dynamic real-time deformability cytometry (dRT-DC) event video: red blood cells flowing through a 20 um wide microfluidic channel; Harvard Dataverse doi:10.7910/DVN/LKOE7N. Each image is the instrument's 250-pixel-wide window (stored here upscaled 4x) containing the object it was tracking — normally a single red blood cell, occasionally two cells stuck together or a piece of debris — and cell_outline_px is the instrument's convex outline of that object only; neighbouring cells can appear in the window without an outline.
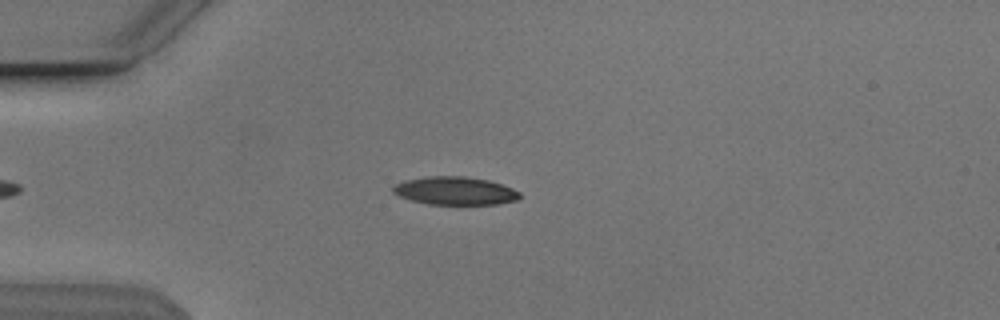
{"species": "Egyptian fruit bat (a non-hibernating species)", "species_latin": "Rousettus aegyptiacus", "temperature_condition": "cold", "stored_images_in_passage": 46, "camera_frame_rate_fps": 3000, "um_per_image_px": 0.085, "animal": {"sex": "male"}, "frame": {"image": 1, "passage_image": 11, "time_ms": 3.333, "image_size_px": [1000, 320], "cell_outline_px": [[520, 196], [516, 200], [496, 204], [428, 204], [412, 200], [400, 196], [392, 192], [392, 188], [396, 184], [408, 180], [428, 176], [464, 176], [488, 180], [512, 188], [520, 192]], "centroid_in_image_um": [38.68, 16.22], "position_along_channel_um": 46.3, "area_um2": 20.46}}
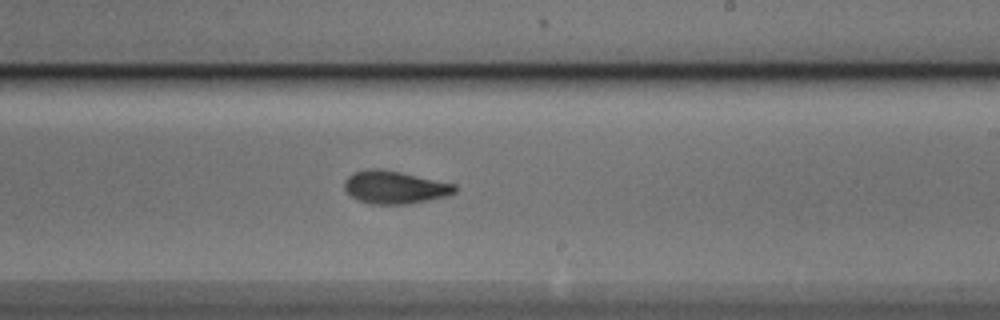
{"frame": {"image": 2, "passage_image": 29, "time_ms": 9.333, "image_size_px": [1000, 320], "cell_outline_px": [[456, 192], [444, 196], [428, 200], [408, 204], [368, 204], [356, 200], [344, 188], [344, 184], [348, 176], [352, 172], [368, 168], [380, 168], [400, 172], [456, 184]], "centroid_in_image_um": [33.51, 15.91], "position_along_channel_um": 255.5, "area_um2": 21.15}}
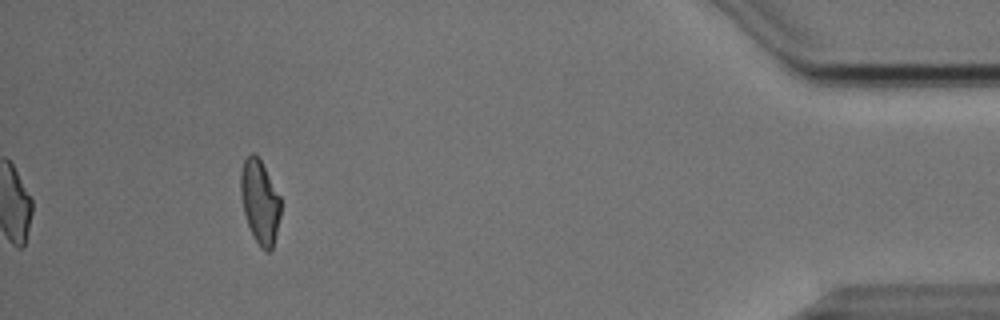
{"frame": {"image": 3, "passage_image": 46, "time_ms": 15.0, "image_size_px": [1000, 320], "cell_outline_px": [[280, 216], [272, 248], [268, 252], [264, 252], [260, 248], [248, 224], [244, 212], [240, 196], [240, 172], [244, 160], [252, 152], [260, 160], [280, 196]], "centroid_in_image_um": [22.07, 17.16], "position_along_channel_um": 413.1, "area_um2": 19.25}, "authors_computed_cell_mechanics": {"area_um2": 20.6057, "velocity_mm_per_s": 3.8364, "shape_relaxation_time_tau1_ms": 3.4673, "shape_relaxation_time_tau2_ms": 1.9961, "deformation_change_tau1": 0.1684, "deformation_change_tau2": 0.0906}}